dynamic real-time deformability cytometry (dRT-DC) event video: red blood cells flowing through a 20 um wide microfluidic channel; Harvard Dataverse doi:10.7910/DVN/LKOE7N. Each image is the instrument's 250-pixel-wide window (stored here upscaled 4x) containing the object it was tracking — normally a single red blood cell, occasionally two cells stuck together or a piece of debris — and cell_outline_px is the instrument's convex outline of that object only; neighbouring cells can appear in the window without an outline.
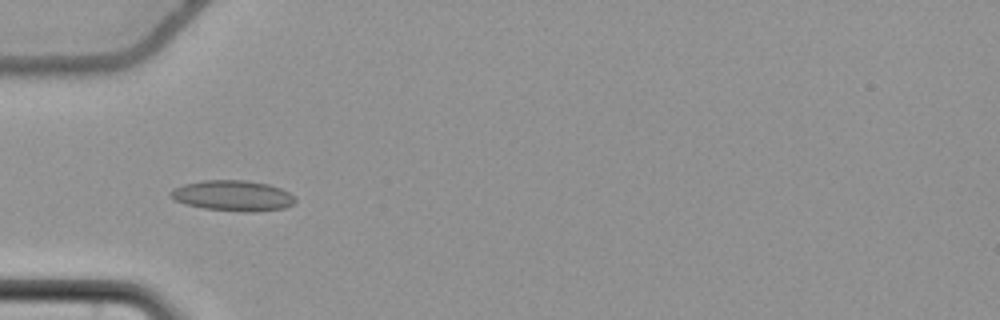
{"species": "common noctule bat (a hibernating species)", "species_latin": "Nyctalus noctula", "temperature_condition": "cold", "stored_images_in_passage": 8, "camera_frame_rate_fps": 3000, "um_per_image_px": 0.085, "animal": {"sex": "female", "body_mass_g": 22.7, "forearm_length_mm": 54.2}, "frame": {"image": 1, "passage_image": 5, "time_ms": 1.333, "image_size_px": [1000, 320], "cell_outline_px": [[296, 200], [292, 204], [284, 208], [252, 212], [240, 212], [204, 208], [184, 204], [168, 196], [168, 192], [172, 188], [184, 184], [204, 180], [244, 180], [268, 184], [280, 188], [296, 196]], "centroid_in_image_um": [19.77, 16.63], "position_along_channel_um": 65.2, "area_um2": 22.37}}
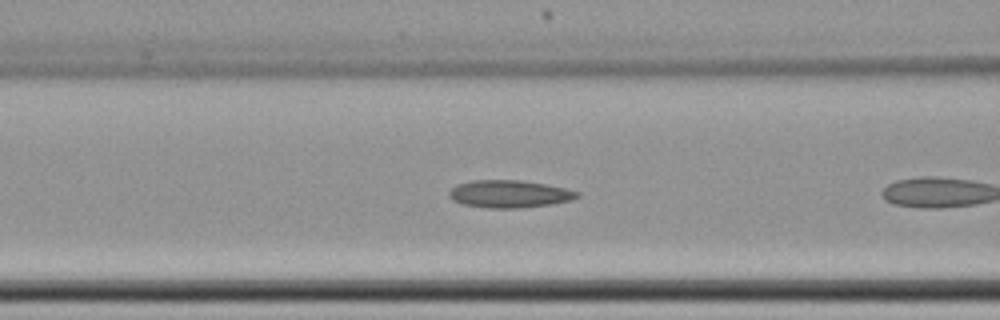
{"frame": {"image": 2, "passage_image": 7, "time_ms": 2.0, "image_size_px": [1000, 320], "cell_outline_px": [[580, 196], [572, 200], [552, 204], [520, 208], [488, 208], [460, 204], [452, 200], [448, 196], [448, 192], [456, 184], [472, 180], [520, 180], [544, 184], [564, 188], [580, 192]], "centroid_in_image_um": [43.26, 16.49], "position_along_channel_um": 123.3, "area_um2": 20.69}}